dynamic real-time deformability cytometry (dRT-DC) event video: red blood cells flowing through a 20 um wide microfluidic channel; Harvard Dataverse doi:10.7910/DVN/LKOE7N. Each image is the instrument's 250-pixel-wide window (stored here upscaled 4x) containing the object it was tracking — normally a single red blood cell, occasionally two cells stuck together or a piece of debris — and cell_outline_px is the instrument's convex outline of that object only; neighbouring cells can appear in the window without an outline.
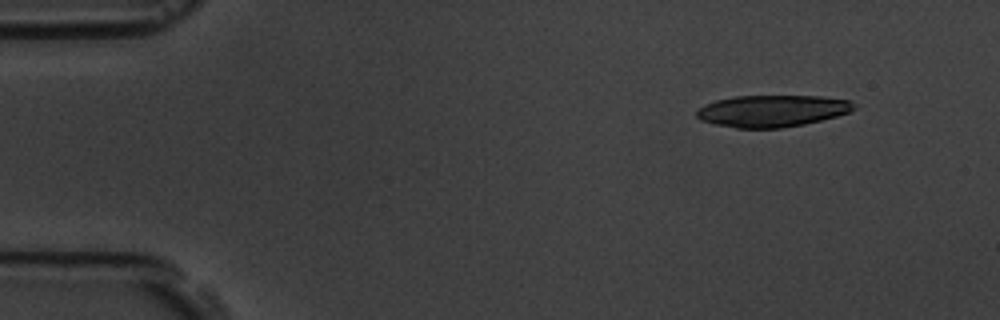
{"species": "common noctule bat (a hibernating species)", "species_latin": "Nyctalus noctula", "temperature_condition": "room temperature", "stored_images_in_passage": 5, "camera_frame_rate_fps": 3000, "um_per_image_px": 0.085, "animal": {"sex": "male", "body_mass_g": 19.5, "forearm_length_mm": 54.6}, "frame": {"image": 1, "passage_image": 2, "time_ms": 1.333, "image_size_px": [1000, 320], "cell_outline_px": [[856, 108], [848, 112], [836, 116], [804, 124], [780, 128], [736, 128], [716, 124], [700, 120], [696, 116], [696, 112], [704, 104], [716, 100], [736, 96], [820, 96], [852, 100]], "centroid_in_image_um": [65.63, 9.42], "position_along_channel_um": 19.4, "area_um2": 29.07}}